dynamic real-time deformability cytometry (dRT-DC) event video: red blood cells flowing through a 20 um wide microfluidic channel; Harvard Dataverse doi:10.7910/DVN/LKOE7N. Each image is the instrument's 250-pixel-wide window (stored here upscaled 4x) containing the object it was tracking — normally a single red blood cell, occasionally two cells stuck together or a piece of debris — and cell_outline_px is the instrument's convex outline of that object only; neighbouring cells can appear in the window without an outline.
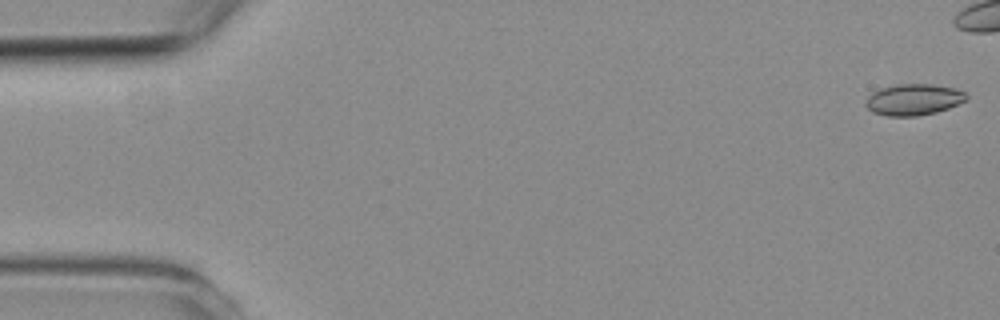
{"species": "common noctule bat (a hibernating species)", "species_latin": "Nyctalus noctula", "temperature_condition": "room temperature", "stored_images_in_passage": 7, "camera_frame_rate_fps": 3000, "um_per_image_px": 0.085, "animal": {"sex": "female", "body_mass_g": 19.3, "forearm_length_mm": 54.1}, "frame": {"image": 1, "passage_image": 1, "time_ms": 0.0, "image_size_px": [1000, 320], "cell_outline_px": [[968, 96], [964, 100], [948, 108], [936, 112], [916, 116], [888, 116], [872, 112], [864, 104], [868, 96], [872, 92], [880, 88], [896, 84], [932, 84], [956, 88], [964, 92]], "centroid_in_image_um": [77.62, 8.46], "position_along_channel_um": 7.4, "area_um2": 18.32}}